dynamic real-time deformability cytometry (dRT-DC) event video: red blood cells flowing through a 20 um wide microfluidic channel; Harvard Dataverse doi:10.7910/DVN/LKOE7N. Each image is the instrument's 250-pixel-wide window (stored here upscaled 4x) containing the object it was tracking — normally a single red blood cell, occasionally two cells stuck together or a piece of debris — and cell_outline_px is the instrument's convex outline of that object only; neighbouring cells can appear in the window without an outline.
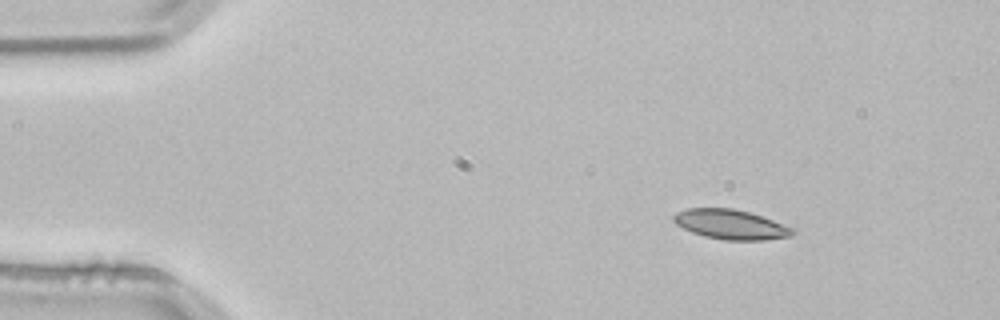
{"species": "common noctule bat (a hibernating species)", "species_latin": "Nyctalus noctula", "temperature_condition": "room temperature", "stored_images_in_passage": 3, "camera_frame_rate_fps": 3000, "um_per_image_px": 0.085, "animal": {"sex": "male", "body_mass_g": 21.5, "forearm_length_mm": 52.0}, "frame": {"image": 1, "passage_image": 1, "time_ms": 0.0, "image_size_px": [1000, 320], "cell_outline_px": [[796, 232], [792, 236], [764, 240], [724, 240], [704, 236], [692, 232], [676, 224], [672, 220], [672, 216], [676, 212], [688, 208], [732, 208], [748, 212], [796, 228]], "centroid_in_image_um": [62.12, 19.08], "position_along_channel_um": 22.9, "area_um2": 20.63}}
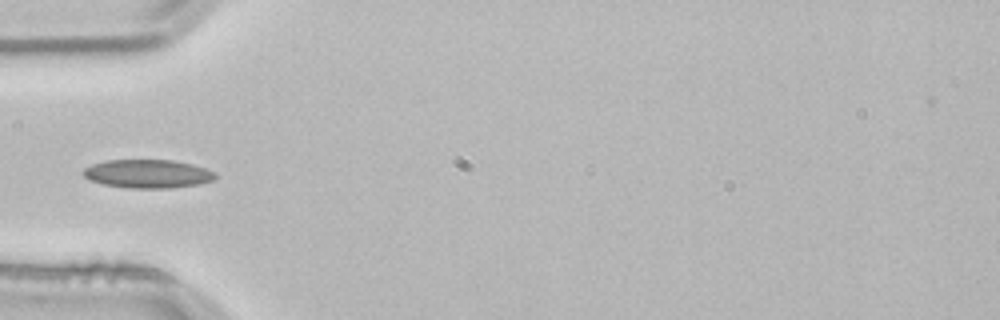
{"frame": {"image": 2, "passage_image": 3, "time_ms": 0.667, "image_size_px": [1000, 320], "cell_outline_px": [[216, 180], [200, 184], [168, 188], [128, 188], [104, 184], [88, 180], [84, 176], [84, 168], [92, 164], [104, 160], [172, 160], [192, 164], [216, 172]], "centroid_in_image_um": [12.57, 14.77], "position_along_channel_um": 72.4, "area_um2": 22.02}}